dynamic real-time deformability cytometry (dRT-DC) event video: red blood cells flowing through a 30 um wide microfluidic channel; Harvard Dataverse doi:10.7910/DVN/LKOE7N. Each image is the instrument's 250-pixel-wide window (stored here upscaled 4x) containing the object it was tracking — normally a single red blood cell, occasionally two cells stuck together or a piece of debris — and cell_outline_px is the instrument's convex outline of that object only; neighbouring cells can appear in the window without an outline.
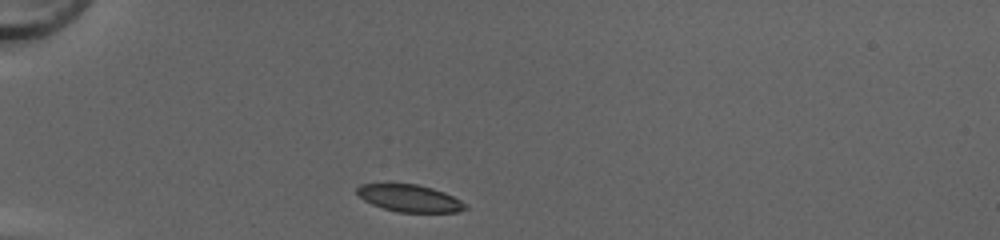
{"species": "common noctule bat (a hibernating species)", "species_latin": "Nyctalus noctula", "temperature_condition": "cold", "stored_images_in_passage": 30, "camera_frame_rate_fps": 3000, "um_per_image_px": 0.085, "animal": {"sex": "female", "body_mass_g": 20.0, "forearm_length_mm": 54.0}, "frame": {"image": 1, "passage_image": 1, "time_ms": 0.0, "image_size_px": [1000, 240], "cell_outline_px": [[468, 208], [460, 212], [396, 212], [372, 204], [364, 200], [356, 192], [356, 188], [360, 184], [416, 184], [432, 188], [444, 192], [460, 200]], "centroid_in_image_um": [34.81, 16.85], "position_along_channel_um": 50.2, "area_um2": 16.99}}
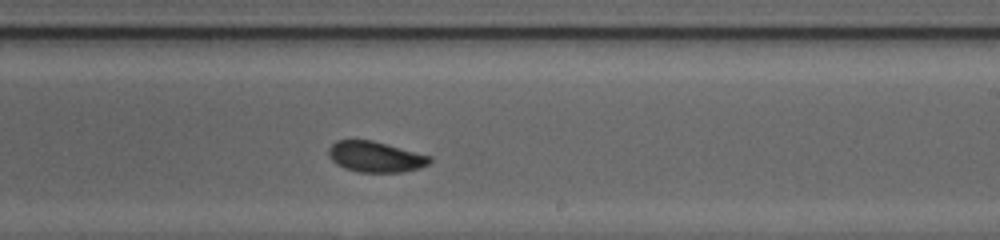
{"frame": {"image": 2, "passage_image": 18, "time_ms": 5.667, "image_size_px": [1000, 240], "cell_outline_px": [[432, 160], [428, 164], [420, 168], [400, 172], [360, 172], [344, 168], [336, 164], [328, 156], [328, 148], [336, 140], [372, 140], [388, 144], [432, 156]], "centroid_in_image_um": [31.91, 13.32], "position_along_channel_um": 257.1, "area_um2": 18.21}}
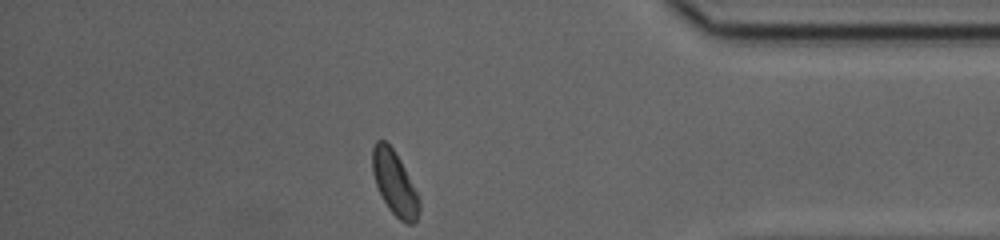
{"frame": {"image": 3, "passage_image": 30, "time_ms": 9.667, "image_size_px": [1000, 240], "cell_outline_px": [[420, 208], [416, 220], [412, 224], [408, 224], [400, 220], [388, 208], [376, 184], [372, 172], [372, 148], [376, 140], [384, 140], [392, 148], [400, 160], [420, 196]], "centroid_in_image_um": [33.55, 15.57], "position_along_channel_um": 401.6, "area_um2": 17.4}, "authors_computed_cell_mechanics": {"area_um2": 18.2937, "velocity_mm_per_s": 4.1914, "shape_relaxation_time_tau1_ms": 5.5709, "shape_relaxation_time_tau2_ms": 3.5181, "deformation_change_tau1": 0.1297, "deformation_change_tau2": 0.0674}}